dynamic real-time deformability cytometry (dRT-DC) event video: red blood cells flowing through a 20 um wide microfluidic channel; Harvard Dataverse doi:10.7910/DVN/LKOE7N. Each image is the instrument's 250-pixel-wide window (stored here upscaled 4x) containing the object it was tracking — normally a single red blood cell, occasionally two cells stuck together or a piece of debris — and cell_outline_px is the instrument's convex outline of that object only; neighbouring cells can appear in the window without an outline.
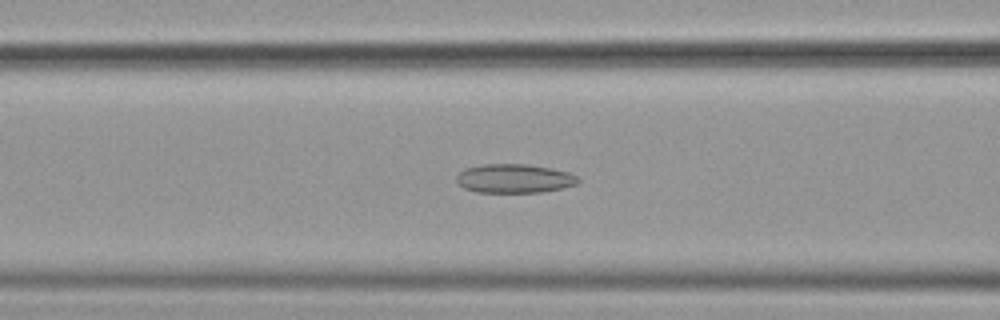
{"species": "common noctule bat (a hibernating species)", "species_latin": "Nyctalus noctula", "temperature_condition": "cold", "stored_images_in_passage": 57, "camera_frame_rate_fps": 3000, "um_per_image_px": 0.085, "animal": {"sex": "female", "body_mass_g": 19.9}, "frame": {"image": 1, "passage_image": 24, "time_ms": 7.667, "image_size_px": [1000, 320], "cell_outline_px": [[580, 180], [576, 184], [560, 188], [540, 192], [476, 192], [464, 188], [456, 180], [456, 176], [464, 168], [484, 164], [524, 164], [552, 168], [568, 172], [576, 176]], "centroid_in_image_um": [43.69, 15.16], "position_along_channel_um": 122.9, "area_um2": 20.35}}
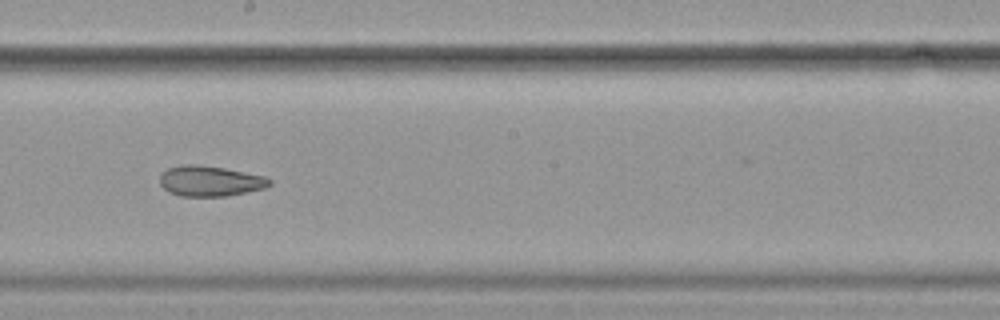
{"frame": {"image": 2, "passage_image": 33, "time_ms": 10.667, "image_size_px": [1000, 320], "cell_outline_px": [[272, 184], [264, 188], [224, 196], [180, 196], [168, 192], [160, 184], [160, 172], [168, 168], [180, 164], [196, 164], [224, 168], [264, 176], [272, 180]], "centroid_in_image_um": [17.81, 15.38], "position_along_channel_um": 230.4, "area_um2": 19.48}}
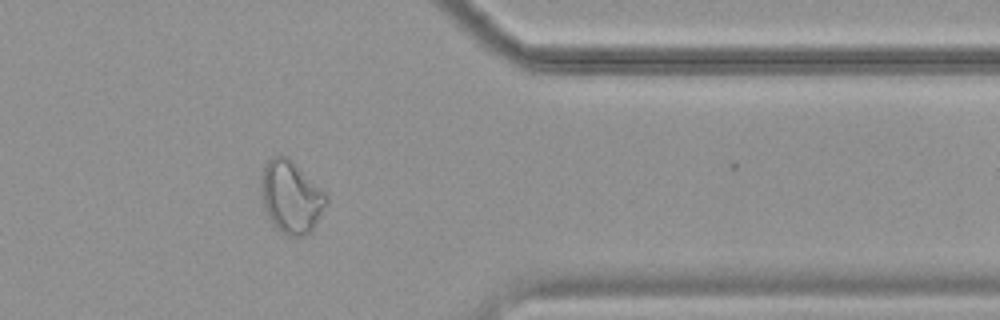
{"frame": {"image": 3, "passage_image": 47, "time_ms": 15.333, "image_size_px": [1000, 320], "cell_outline_px": [[328, 204], [312, 228], [304, 236], [288, 236], [280, 232], [268, 220], [264, 208], [260, 188], [260, 180], [264, 168], [268, 160], [272, 156], [288, 156], [328, 196]], "centroid_in_image_um": [24.71, 16.75], "position_along_channel_um": 386.7, "area_um2": 27.46}, "authors_computed_cell_mechanics": {"area_um2": 24.1026, "velocity_mm_per_s": 3.5857, "shape_relaxation_time_tau1_ms": null, "shape_relaxation_time_tau2_ms": 3.3809, "deformation_change_tau1": null, "deformation_change_tau2": 0.0984}}